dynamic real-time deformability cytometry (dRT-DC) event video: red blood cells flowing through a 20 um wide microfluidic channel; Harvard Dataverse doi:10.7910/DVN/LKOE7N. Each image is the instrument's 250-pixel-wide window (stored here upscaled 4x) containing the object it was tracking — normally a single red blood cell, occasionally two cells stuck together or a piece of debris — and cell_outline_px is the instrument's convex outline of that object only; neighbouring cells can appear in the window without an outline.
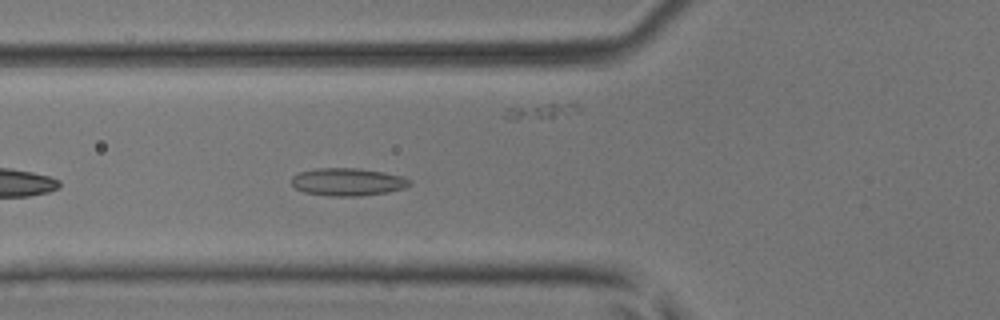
{"species": "common noctule bat (a hibernating species)", "species_latin": "Nyctalus noctula", "temperature_condition": "room temperature", "stored_images_in_passage": 38, "camera_frame_rate_fps": 3000, "um_per_image_px": 0.085, "animal": {"sex": "male", "body_mass_g": 17.9, "forearm_length_mm": 54.2}, "frame": {"image": 1, "passage_image": 6, "time_ms": 1.667, "image_size_px": [1000, 320], "cell_outline_px": [[412, 184], [404, 188], [388, 192], [360, 196], [328, 196], [304, 192], [296, 188], [292, 184], [292, 176], [300, 172], [316, 168], [360, 168], [384, 172], [404, 176], [412, 180]], "centroid_in_image_um": [29.6, 15.46], "position_along_channel_um": 96.2, "area_um2": 19.25}}
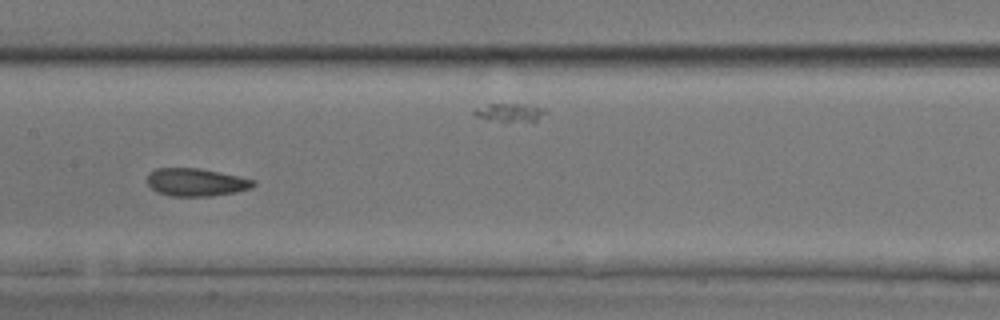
{"frame": {"image": 2, "passage_image": 13, "time_ms": 4.0, "image_size_px": [1000, 320], "cell_outline_px": [[256, 184], [252, 188], [236, 192], [208, 196], [172, 196], [156, 192], [148, 184], [148, 172], [156, 168], [200, 168], [240, 176], [256, 180]], "centroid_in_image_um": [16.69, 15.48], "position_along_channel_um": 190.7, "area_um2": 17.34}}
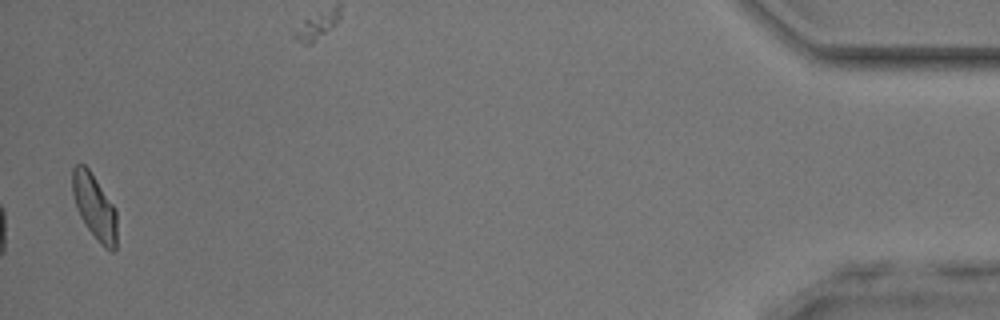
{"frame": {"image": 3, "passage_image": 37, "time_ms": 12.0, "image_size_px": [1000, 320], "cell_outline_px": [[116, 252], [112, 252], [104, 248], [100, 244], [84, 224], [76, 208], [72, 192], [72, 168], [76, 164], [84, 164], [88, 168], [116, 208]], "centroid_in_image_um": [8.03, 17.6], "position_along_channel_um": 427.2, "area_um2": 17.05}, "authors_computed_cell_mechanics": {"area_um2": 17.3689, "velocity_mm_per_s": 4.0533, "shape_relaxation_time_tau1_ms": 6.2551, "shape_relaxation_time_tau2_ms": 1.72, "deformation_change_tau1": 0.1077, "deformation_change_tau2": 0.0764}}